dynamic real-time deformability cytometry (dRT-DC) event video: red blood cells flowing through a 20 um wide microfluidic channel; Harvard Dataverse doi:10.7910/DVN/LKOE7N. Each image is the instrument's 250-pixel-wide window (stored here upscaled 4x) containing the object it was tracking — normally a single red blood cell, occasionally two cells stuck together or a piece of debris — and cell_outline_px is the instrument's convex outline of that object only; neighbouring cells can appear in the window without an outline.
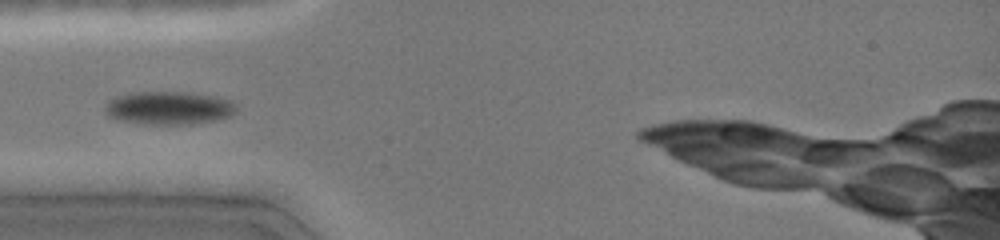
{"species": "common noctule bat (a hibernating species)", "species_latin": "Nyctalus noctula", "temperature_condition": "cold", "stored_images_in_passage": 2, "camera_frame_rate_fps": 3000, "um_per_image_px": 0.085, "animal": {"sex": "female", "body_mass_g": 19.0, "forearm_length_mm": 51.5}, "frame": {"image": 1, "passage_image": 1, "time_ms": 0.0, "image_size_px": [1000, 240], "cell_outline_px": [[236, 112], [228, 116], [216, 120], [192, 124], [144, 124], [124, 120], [108, 116], [104, 108], [108, 100], [116, 96], [132, 92], [184, 92], [216, 96], [232, 100], [236, 104]], "centroid_in_image_um": [14.37, 9.16], "position_along_channel_um": 70.6, "area_um2": 25.37}}